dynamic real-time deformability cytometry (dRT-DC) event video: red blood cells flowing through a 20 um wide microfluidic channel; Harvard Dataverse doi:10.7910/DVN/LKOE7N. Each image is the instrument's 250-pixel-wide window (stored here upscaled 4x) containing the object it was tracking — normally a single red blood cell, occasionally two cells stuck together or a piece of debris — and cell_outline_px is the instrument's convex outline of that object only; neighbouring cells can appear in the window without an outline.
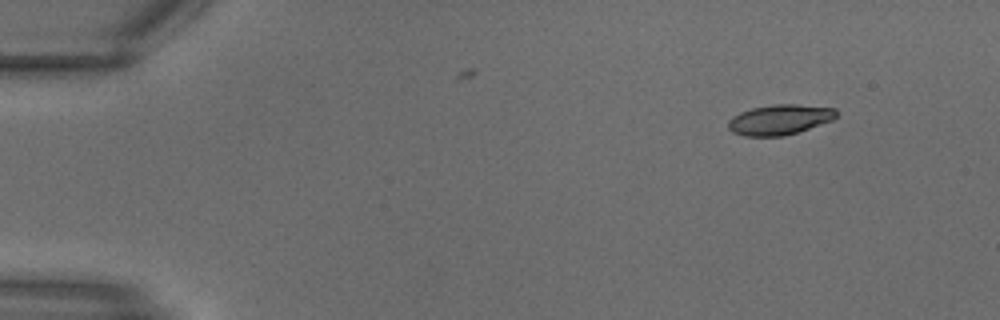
{"species": "common noctule bat (a hibernating species)", "species_latin": "Nyctalus noctula", "temperature_condition": "warm", "stored_images_in_passage": 3, "camera_frame_rate_fps": 3000, "um_per_image_px": 0.085, "animal": {"sex": "male", "body_mass_g": 18.8}, "frame": {"image": 1, "passage_image": 1, "time_ms": 0.0, "image_size_px": [1000, 320], "cell_outline_px": [[836, 116], [832, 120], [784, 136], [744, 136], [732, 132], [728, 128], [728, 120], [732, 116], [740, 112], [752, 108], [776, 104], [796, 104], [836, 108]], "centroid_in_image_um": [66.23, 10.16], "position_along_channel_um": 18.8, "area_um2": 18.9}}